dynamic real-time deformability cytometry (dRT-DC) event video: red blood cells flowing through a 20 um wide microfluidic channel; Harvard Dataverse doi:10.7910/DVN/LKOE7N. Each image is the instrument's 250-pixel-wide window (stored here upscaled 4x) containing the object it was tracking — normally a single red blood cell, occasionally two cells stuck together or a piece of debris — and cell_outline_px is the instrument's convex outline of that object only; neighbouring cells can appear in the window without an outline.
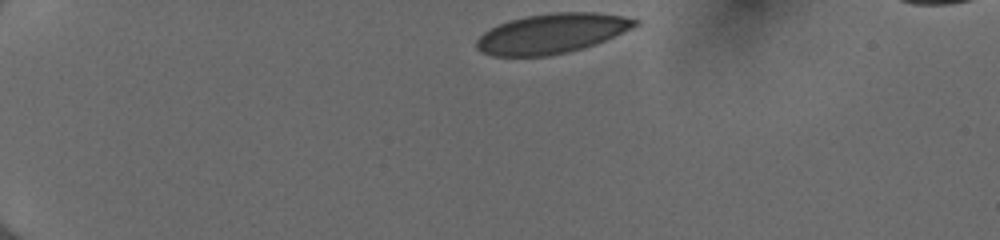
{"species": "human", "species_latin": "Homo sapiens", "temperature_condition": "cold", "stored_images_in_passage": 41, "camera_frame_rate_fps": 3000, "um_per_image_px": 0.085, "donor": {"sex": "female"}, "frame": {"image": 1, "passage_image": 1, "time_ms": 0.0, "image_size_px": [1000, 240], "cell_outline_px": [[640, 24], [632, 28], [604, 40], [568, 52], [548, 56], [492, 56], [476, 48], [476, 40], [484, 32], [508, 20], [524, 16], [552, 12], [596, 12], [620, 16], [640, 20]], "centroid_in_image_um": [46.88, 2.84], "position_along_channel_um": 38.1, "area_um2": 36.47}}
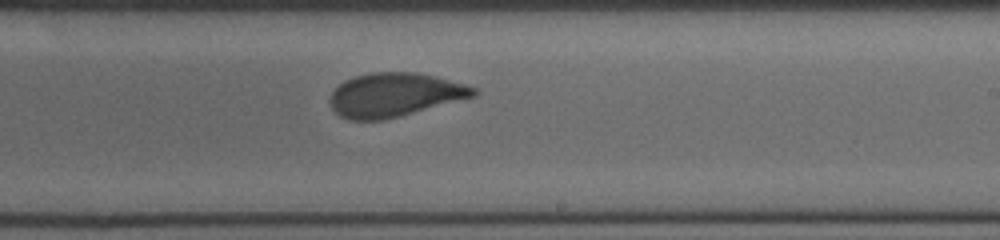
{"frame": {"image": 2, "passage_image": 23, "time_ms": 7.333, "image_size_px": [1000, 240], "cell_outline_px": [[480, 92], [476, 96], [400, 116], [380, 120], [352, 120], [340, 116], [332, 108], [328, 100], [332, 92], [344, 80], [356, 76], [372, 72], [416, 72], [436, 76], [464, 84], [476, 88]], "centroid_in_image_um": [33.55, 8.05], "position_along_channel_um": 255.5, "area_um2": 36.59}}
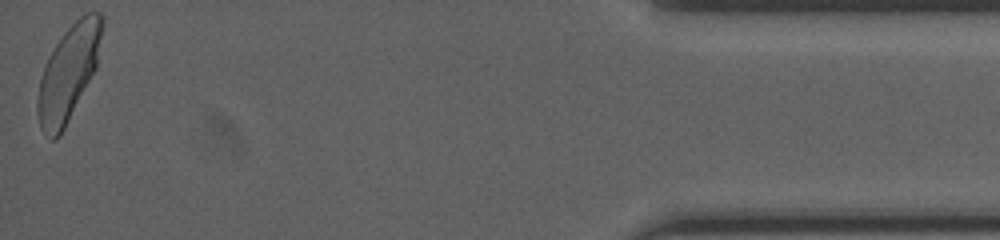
{"frame": {"image": 3, "passage_image": 41, "time_ms": 13.333, "image_size_px": [1000, 240], "cell_outline_px": [[104, 24], [96, 68], [60, 136], [56, 140], [52, 140], [40, 128], [36, 112], [36, 100], [40, 80], [44, 64], [48, 56], [64, 32], [84, 12], [100, 12], [104, 16]], "centroid_in_image_um": [5.81, 6.18], "position_along_channel_um": 429.4, "area_um2": 35.84}, "authors_computed_cell_mechanics": {"area_um2": 36.703, "velocity_mm_per_s": 3.9997, "shape_relaxation_time_tau1_ms": 5.2519, "shape_relaxation_time_tau2_ms": null, "deformation_change_tau1": 0.1383, "deformation_change_tau2": null}}